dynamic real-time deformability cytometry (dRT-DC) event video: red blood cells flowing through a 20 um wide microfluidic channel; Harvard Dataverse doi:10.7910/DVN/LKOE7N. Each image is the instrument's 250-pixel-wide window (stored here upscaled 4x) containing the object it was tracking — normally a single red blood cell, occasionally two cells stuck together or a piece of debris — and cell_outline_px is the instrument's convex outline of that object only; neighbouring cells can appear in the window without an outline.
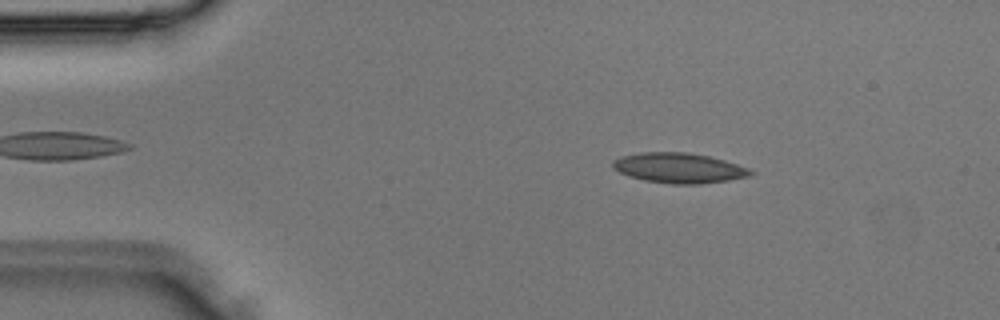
{"species": "Egyptian fruit bat (a non-hibernating species)", "species_latin": "Rousettus aegyptiacus", "temperature_condition": "room temperature", "stored_images_in_passage": 3, "camera_frame_rate_fps": 3000, "um_per_image_px": 0.085, "animal": {"sex": "male"}, "frame": {"image": 1, "passage_image": 2, "time_ms": 0.333, "image_size_px": [1000, 320], "cell_outline_px": [[756, 172], [752, 176], [728, 180], [700, 184], [672, 184], [644, 180], [628, 176], [612, 168], [612, 160], [620, 156], [640, 152], [688, 152], [708, 156], [724, 160], [748, 168]], "centroid_in_image_um": [57.7, 14.27], "position_along_channel_um": 27.3, "area_um2": 24.33}}